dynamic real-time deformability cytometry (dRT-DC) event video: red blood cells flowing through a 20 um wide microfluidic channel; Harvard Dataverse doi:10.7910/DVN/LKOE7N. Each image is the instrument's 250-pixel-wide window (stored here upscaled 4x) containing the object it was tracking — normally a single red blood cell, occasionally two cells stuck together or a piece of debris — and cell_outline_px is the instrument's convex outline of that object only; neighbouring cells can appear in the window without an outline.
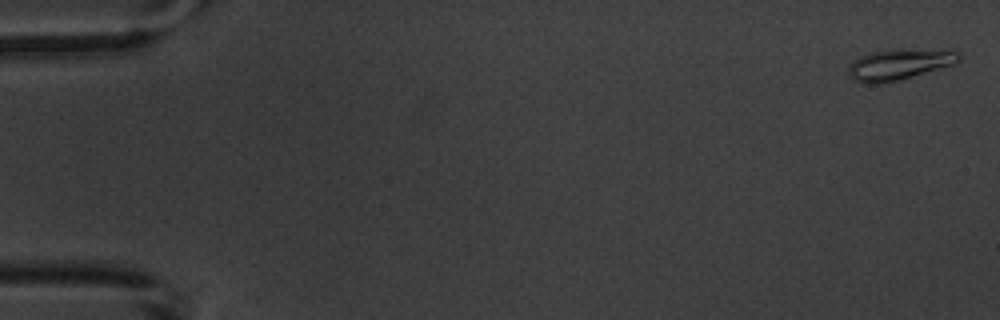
{"species": "common noctule bat (a hibernating species)", "species_latin": "Nyctalus noctula", "temperature_condition": "warm", "stored_images_in_passage": 5, "camera_frame_rate_fps": 3000, "um_per_image_px": 0.085, "animal": {"sex": "male", "body_mass_g": 20.1, "forearm_length_mm": 53.5}, "frame": {"image": 1, "passage_image": 1, "time_ms": 0.0, "image_size_px": [1000, 320], "cell_outline_px": [[960, 60], [956, 64], [884, 84], [864, 84], [852, 80], [848, 76], [848, 68], [860, 56], [872, 52], [960, 52]], "centroid_in_image_um": [76.33, 5.58], "position_along_channel_um": 8.7, "area_um2": 18.67}}